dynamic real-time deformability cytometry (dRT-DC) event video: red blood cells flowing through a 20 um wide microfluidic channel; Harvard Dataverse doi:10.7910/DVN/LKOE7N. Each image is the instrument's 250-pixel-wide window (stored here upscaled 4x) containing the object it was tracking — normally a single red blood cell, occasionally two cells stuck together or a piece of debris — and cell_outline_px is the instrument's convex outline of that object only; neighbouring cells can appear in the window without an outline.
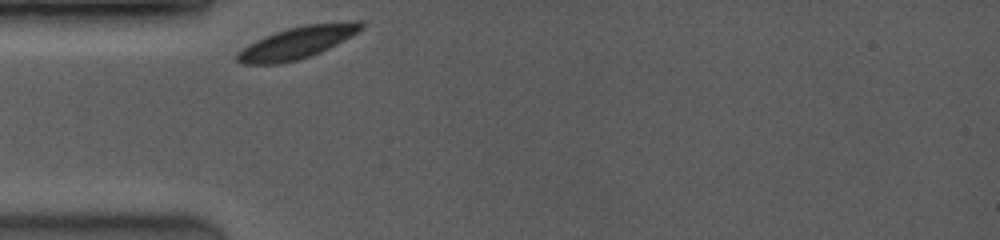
{"species": "common noctule bat (a hibernating species)", "species_latin": "Nyctalus noctula", "temperature_condition": "room temperature", "stored_images_in_passage": 5, "camera_frame_rate_fps": 3500, "um_per_image_px": 0.085, "animal": {"sex": "female", "body_mass_g": 19.0, "forearm_length_mm": 53.3}, "frame": {"image": 1, "passage_image": 1, "time_ms": 0.0, "image_size_px": [1000, 240], "cell_outline_px": [[364, 28], [352, 36], [320, 52], [296, 60], [280, 64], [240, 64], [236, 60], [236, 52], [248, 44], [256, 40], [276, 32], [288, 28], [304, 24], [348, 20], [360, 20], [364, 24]], "centroid_in_image_um": [25.29, 3.6], "position_along_channel_um": 59.7, "area_um2": 23.35}}